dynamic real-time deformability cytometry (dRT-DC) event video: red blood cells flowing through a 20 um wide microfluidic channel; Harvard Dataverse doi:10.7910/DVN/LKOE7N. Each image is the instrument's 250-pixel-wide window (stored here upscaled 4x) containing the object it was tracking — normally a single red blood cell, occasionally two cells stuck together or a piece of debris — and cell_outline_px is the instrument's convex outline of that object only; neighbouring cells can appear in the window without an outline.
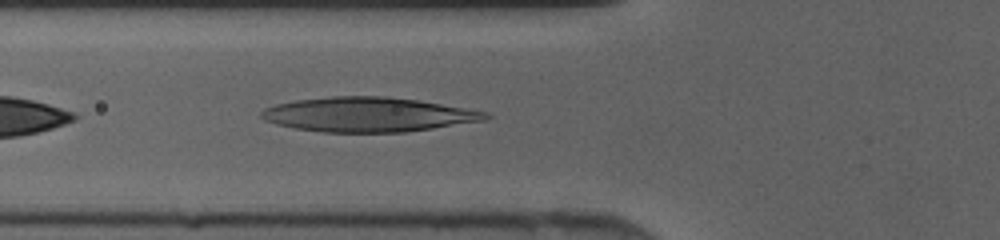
{"species": "human", "species_latin": "Homo sapiens", "temperature_condition": "cold", "stored_images_in_passage": 30, "camera_frame_rate_fps": 3000, "um_per_image_px": 0.085, "donor": {"sex": "female"}, "frame": {"image": 1, "passage_image": 3, "time_ms": 0.667, "image_size_px": [1000, 240], "cell_outline_px": [[492, 116], [488, 120], [404, 132], [324, 132], [296, 128], [276, 124], [264, 120], [260, 116], [260, 112], [264, 108], [276, 104], [296, 100], [332, 96], [388, 96], [416, 100], [488, 112]], "centroid_in_image_um": [31.28, 9.73], "position_along_channel_um": 94.5, "area_um2": 44.97}}
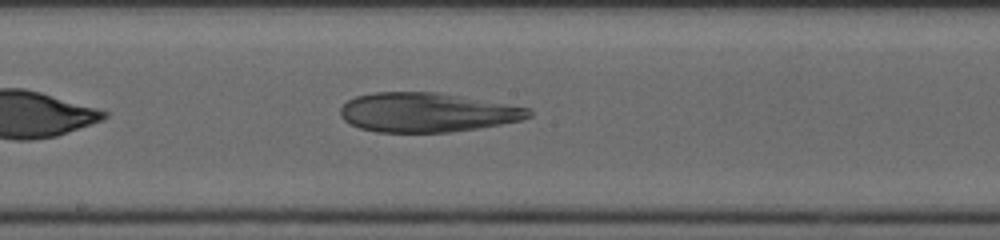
{"frame": {"image": 2, "passage_image": 11, "time_ms": 3.333, "image_size_px": [1000, 240], "cell_outline_px": [[532, 116], [520, 120], [500, 124], [476, 128], [448, 132], [376, 132], [360, 128], [348, 124], [340, 116], [340, 108], [348, 100], [356, 96], [376, 92], [436, 92], [532, 108]], "centroid_in_image_um": [36.27, 9.55], "position_along_channel_um": 211.9, "area_um2": 43.06}}
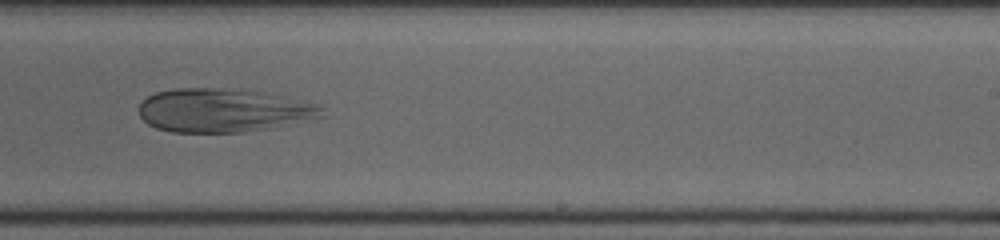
{"frame": {"image": 3, "passage_image": 15, "time_ms": 4.667, "image_size_px": [1000, 240], "cell_outline_px": [[324, 116], [272, 128], [244, 132], [172, 132], [156, 128], [148, 124], [140, 116], [140, 104], [148, 96], [156, 92], [176, 88], [216, 88], [260, 92], [284, 96], [304, 100], [320, 104], [324, 108]], "centroid_in_image_um": [19.02, 9.39], "position_along_channel_um": 270.0, "area_um2": 46.47}}